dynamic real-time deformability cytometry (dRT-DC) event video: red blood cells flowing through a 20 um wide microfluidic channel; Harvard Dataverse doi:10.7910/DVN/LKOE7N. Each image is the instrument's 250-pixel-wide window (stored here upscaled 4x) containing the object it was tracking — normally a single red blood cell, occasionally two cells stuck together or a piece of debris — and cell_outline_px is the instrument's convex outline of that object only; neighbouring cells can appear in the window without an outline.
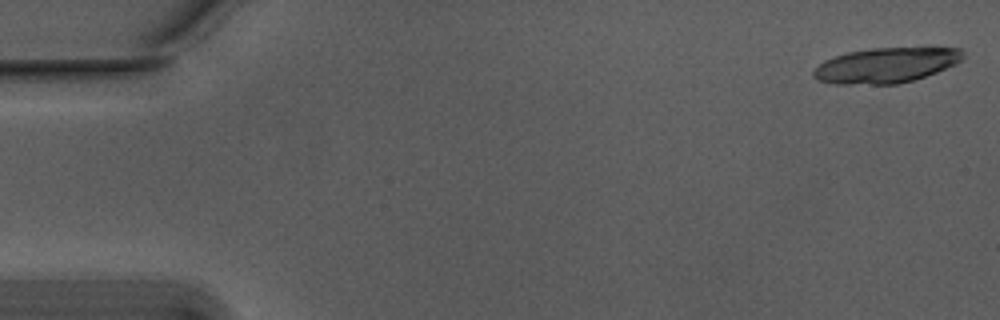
{"species": "Egyptian fruit bat (a non-hibernating species)", "species_latin": "Rousettus aegyptiacus", "temperature_condition": "warm", "stored_images_in_passage": 19, "camera_frame_rate_fps": 3000, "um_per_image_px": 0.085, "animal": {"sex": "male"}, "frame": {"image": 1, "passage_image": 1, "time_ms": 0.0, "image_size_px": [1000, 320], "cell_outline_px": [[964, 56], [956, 64], [936, 72], [912, 80], [896, 84], [836, 84], [816, 80], [812, 76], [812, 72], [824, 60], [848, 52], [872, 48], [960, 48], [964, 52]], "centroid_in_image_um": [75.29, 5.55], "position_along_channel_um": 9.7, "area_um2": 30.4}}